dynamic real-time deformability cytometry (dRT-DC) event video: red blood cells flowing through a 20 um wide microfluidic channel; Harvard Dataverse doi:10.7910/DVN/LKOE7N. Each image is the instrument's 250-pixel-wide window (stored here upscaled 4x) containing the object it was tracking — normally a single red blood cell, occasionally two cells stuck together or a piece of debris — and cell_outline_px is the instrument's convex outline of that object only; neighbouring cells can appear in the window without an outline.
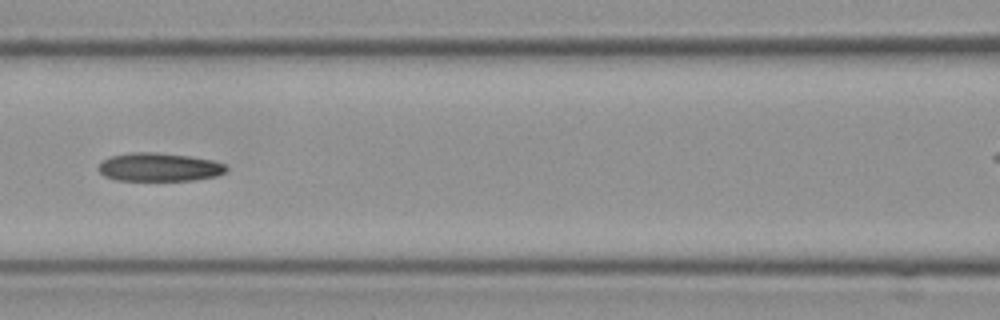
{"species": "Egyptian fruit bat (a non-hibernating species)", "species_latin": "Rousettus aegyptiacus", "temperature_condition": "cold", "stored_images_in_passage": 10, "camera_frame_rate_fps": 3000, "um_per_image_px": 0.085, "frame": {"image": 1, "passage_image": 4, "time_ms": 1.0, "image_size_px": [1000, 320], "cell_outline_px": [[228, 168], [224, 172], [216, 176], [192, 180], [116, 180], [104, 176], [96, 168], [104, 160], [112, 156], [132, 152], [152, 152], [188, 156], [212, 160], [224, 164]], "centroid_in_image_um": [13.51, 14.21], "position_along_channel_um": 153.1, "area_um2": 20.92}}
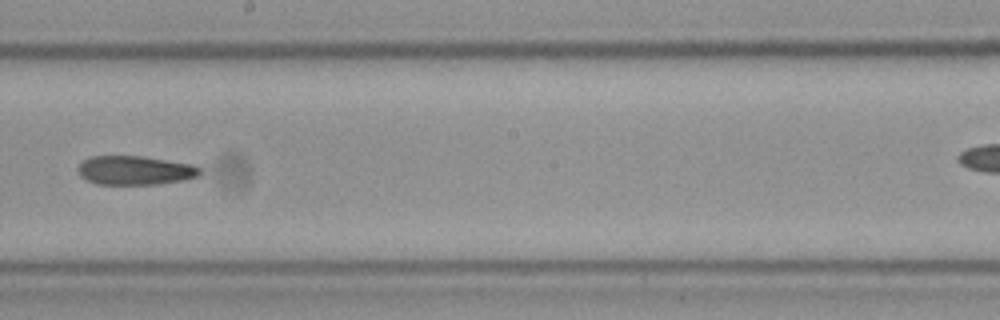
{"frame": {"image": 2, "passage_image": 6, "time_ms": 1.667, "image_size_px": [1000, 320], "cell_outline_px": [[200, 176], [184, 180], [160, 184], [96, 184], [84, 180], [80, 176], [76, 168], [80, 160], [92, 156], [144, 156], [192, 164], [200, 168]], "centroid_in_image_um": [11.43, 14.48], "position_along_channel_um": 236.8, "area_um2": 20.98}}
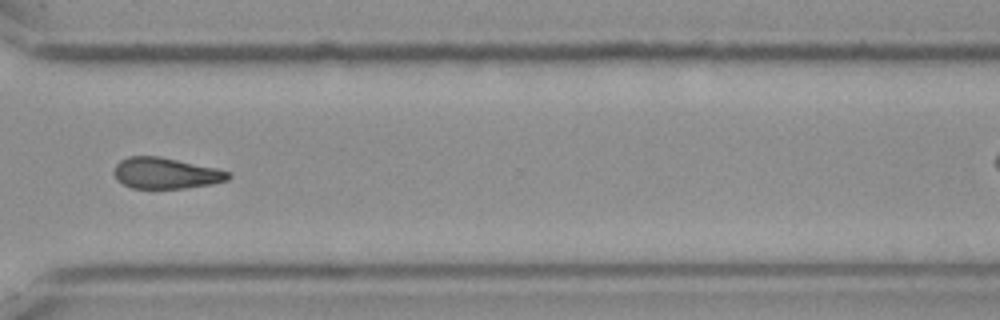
{"frame": {"image": 3, "passage_image": 9, "time_ms": 2.667, "image_size_px": [1000, 320], "cell_outline_px": [[232, 176], [228, 180], [212, 184], [184, 188], [132, 188], [116, 180], [112, 172], [116, 164], [120, 160], [128, 156], [160, 156], [216, 168], [228, 172]], "centroid_in_image_um": [14.06, 14.72], "position_along_channel_um": 356.5, "area_um2": 20.75}}